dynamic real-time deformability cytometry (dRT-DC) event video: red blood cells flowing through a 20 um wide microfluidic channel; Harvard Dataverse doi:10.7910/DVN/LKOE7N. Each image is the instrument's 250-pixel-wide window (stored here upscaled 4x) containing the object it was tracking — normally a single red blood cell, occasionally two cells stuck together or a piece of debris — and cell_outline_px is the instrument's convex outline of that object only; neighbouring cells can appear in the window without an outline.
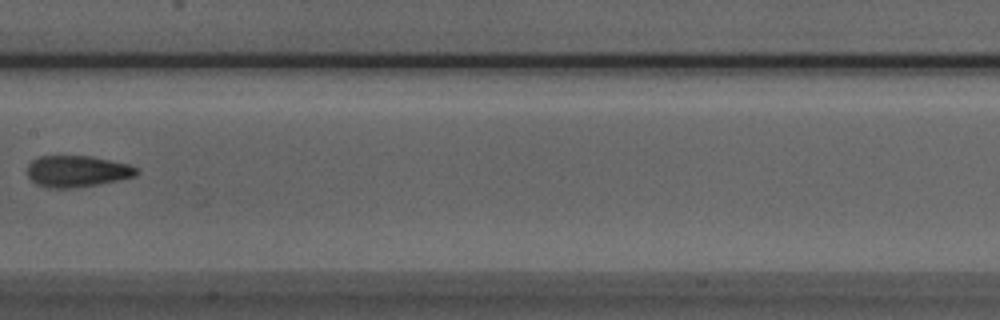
{"species": "Egyptian fruit bat (a non-hibernating species)", "species_latin": "Rousettus aegyptiacus", "temperature_condition": "room temperature", "stored_images_in_passage": 8, "camera_frame_rate_fps": 3000, "um_per_image_px": 0.085, "animal": {"sex": "male"}, "frame": {"image": 1, "passage_image": 8, "time_ms": 2.333, "image_size_px": [1000, 320], "cell_outline_px": [[140, 172], [136, 176], [120, 180], [72, 188], [44, 188], [36, 184], [28, 176], [28, 164], [32, 160], [40, 156], [92, 156], [128, 164], [140, 168]], "centroid_in_image_um": [6.58, 14.56], "position_along_channel_um": 200.8, "area_um2": 20.17}}